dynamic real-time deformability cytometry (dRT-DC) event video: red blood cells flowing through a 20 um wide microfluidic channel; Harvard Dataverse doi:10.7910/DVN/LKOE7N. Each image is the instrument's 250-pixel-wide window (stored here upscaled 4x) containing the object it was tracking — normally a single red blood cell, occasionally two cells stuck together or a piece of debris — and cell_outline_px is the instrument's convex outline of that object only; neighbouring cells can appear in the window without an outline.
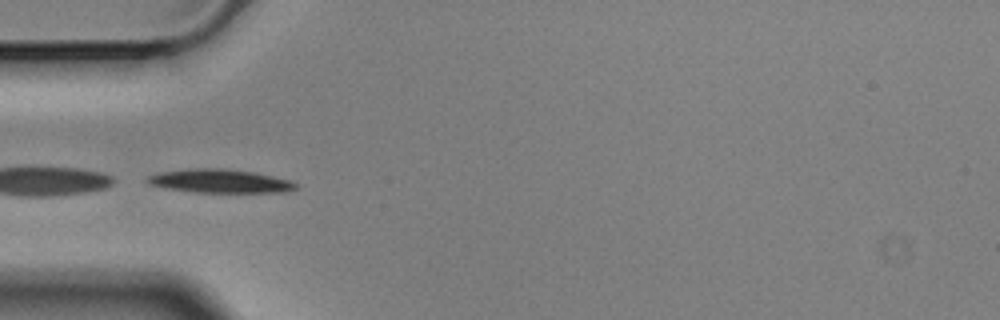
{"species": "Egyptian fruit bat (a non-hibernating species)", "species_latin": "Rousettus aegyptiacus", "temperature_condition": "cold", "stored_images_in_passage": 9, "segment_of_instrument_passage": [2, 2], "camera_frame_rate_fps": 3000, "um_per_image_px": 0.085, "animal": {"sex": "male"}, "frame": {"image": 1, "passage_image": 3, "time_ms": 0.667, "image_size_px": [1000, 320], "cell_outline_px": [[296, 188], [288, 192], [192, 192], [164, 188], [148, 184], [144, 180], [148, 176], [156, 172], [188, 168], [224, 168], [256, 172], [292, 180], [296, 184]], "centroid_in_image_um": [18.64, 15.38], "position_along_channel_um": 66.4, "area_um2": 20.81}}
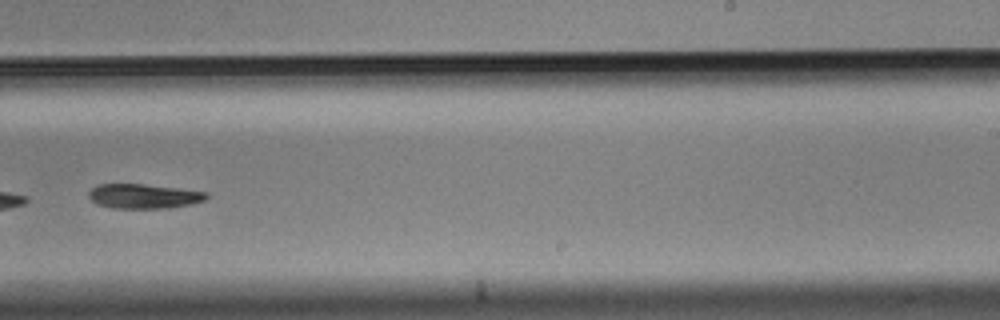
{"frame": {"image": 2, "passage_image": 8, "time_ms": 2.333, "image_size_px": [1000, 320], "cell_outline_px": [[208, 196], [204, 200], [188, 204], [168, 208], [112, 208], [96, 204], [88, 196], [88, 192], [92, 188], [100, 184], [144, 184], [180, 188], [208, 192]], "centroid_in_image_um": [12.2, 16.67], "position_along_channel_um": 276.8, "area_um2": 16.82}}
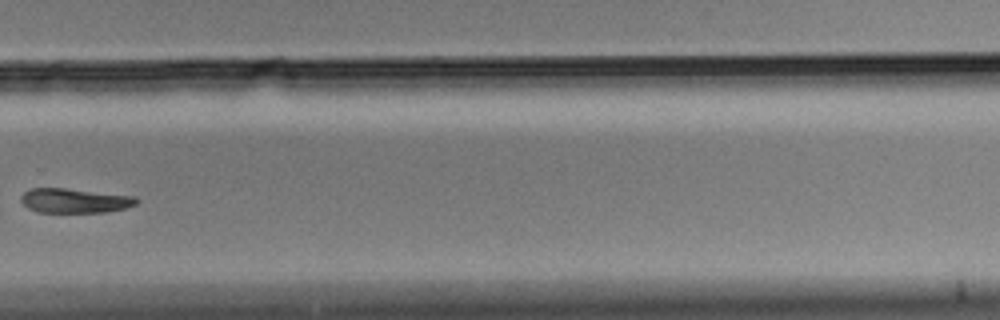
{"frame": {"image": 3, "passage_image": 9, "time_ms": 2.667, "image_size_px": [1000, 320], "cell_outline_px": [[140, 200], [136, 204], [124, 208], [104, 212], [36, 212], [28, 208], [20, 200], [20, 196], [24, 192], [32, 188], [64, 188], [136, 196]], "centroid_in_image_um": [6.34, 17.05], "position_along_channel_um": 323.5, "area_um2": 16.47}}